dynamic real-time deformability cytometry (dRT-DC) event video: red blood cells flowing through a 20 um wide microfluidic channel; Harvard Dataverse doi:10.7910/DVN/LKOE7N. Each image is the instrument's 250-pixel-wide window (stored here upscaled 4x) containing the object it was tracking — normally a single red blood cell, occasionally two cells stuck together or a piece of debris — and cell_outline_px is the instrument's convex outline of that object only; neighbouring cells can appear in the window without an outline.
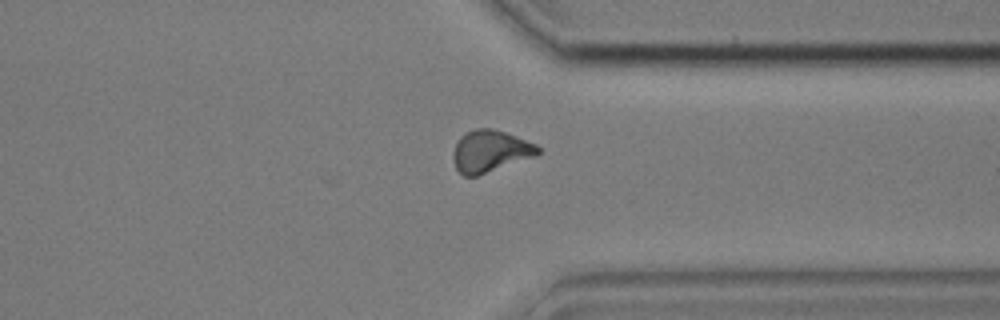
{"species": "common noctule bat (a hibernating species)", "species_latin": "Nyctalus noctula", "temperature_condition": "cold", "stored_images_in_passage": 36, "camera_frame_rate_fps": 3000, "um_per_image_px": 0.085, "animal": {"sex": "male", "body_mass_g": 17.9, "forearm_length_mm": 54.2}, "frame": {"image": 1, "passage_image": 36, "time_ms": 11.667, "image_size_px": [1000, 320], "cell_outline_px": [[540, 152], [536, 156], [476, 176], [464, 176], [456, 168], [452, 160], [452, 152], [460, 136], [464, 132], [476, 128], [488, 128], [504, 132], [516, 136], [536, 144], [540, 148]], "centroid_in_image_um": [41.64, 12.85], "position_along_channel_um": 369.8, "area_um2": 20.69}}